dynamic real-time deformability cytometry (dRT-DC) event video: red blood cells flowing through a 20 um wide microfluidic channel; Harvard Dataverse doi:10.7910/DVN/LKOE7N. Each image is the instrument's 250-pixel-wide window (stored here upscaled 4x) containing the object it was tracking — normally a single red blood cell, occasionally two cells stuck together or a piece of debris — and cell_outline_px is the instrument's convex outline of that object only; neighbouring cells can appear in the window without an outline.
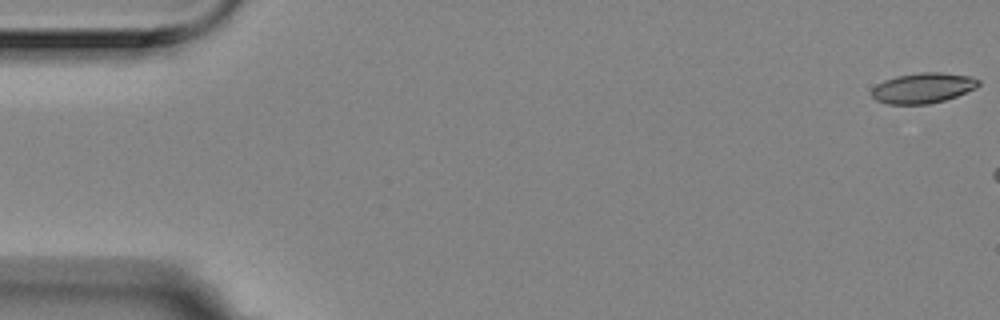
{"species": "Egyptian fruit bat (a non-hibernating species)", "species_latin": "Rousettus aegyptiacus", "temperature_condition": "room temperature", "stored_images_in_passage": 7, "camera_frame_rate_fps": 3000, "um_per_image_px": 0.085, "animal": {"sex": "female"}, "frame": {"image": 1, "passage_image": 1, "time_ms": 0.0, "image_size_px": [1000, 320], "cell_outline_px": [[980, 84], [976, 88], [956, 96], [944, 100], [928, 104], [888, 104], [876, 100], [872, 96], [872, 88], [876, 84], [884, 80], [896, 76], [920, 72], [940, 72], [972, 76], [980, 80]], "centroid_in_image_um": [78.46, 7.47], "position_along_channel_um": 6.5, "area_um2": 18.96}}